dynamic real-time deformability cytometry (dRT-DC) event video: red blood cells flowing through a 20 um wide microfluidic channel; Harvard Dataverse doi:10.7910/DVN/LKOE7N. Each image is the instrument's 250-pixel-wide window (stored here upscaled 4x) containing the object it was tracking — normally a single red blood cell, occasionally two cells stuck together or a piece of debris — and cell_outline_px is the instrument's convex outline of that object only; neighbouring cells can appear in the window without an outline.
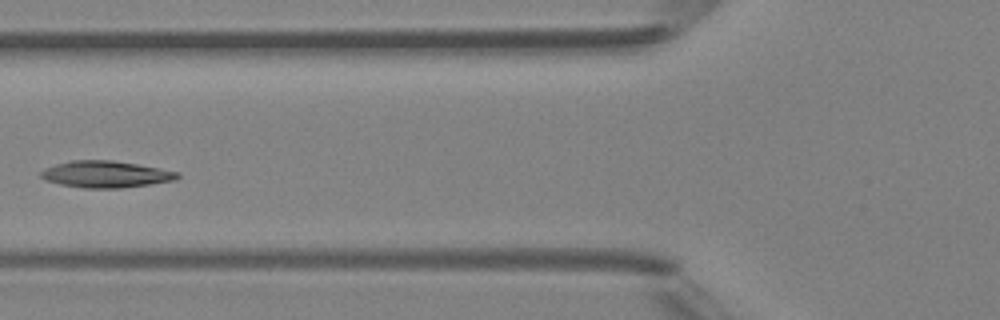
{"species": "Egyptian fruit bat (a non-hibernating species)", "species_latin": "Rousettus aegyptiacus", "temperature_condition": "room temperature", "stored_images_in_passage": 6, "camera_frame_rate_fps": 3000, "um_per_image_px": 0.085, "animal": {"sex": "female"}, "frame": {"image": 1, "passage_image": 5, "time_ms": 4.667, "image_size_px": [1000, 320], "cell_outline_px": [[180, 176], [176, 180], [120, 188], [84, 188], [60, 184], [44, 180], [40, 176], [40, 172], [44, 168], [56, 164], [72, 160], [112, 160], [136, 164], [180, 172]], "centroid_in_image_um": [8.96, 14.81], "position_along_channel_um": 116.8, "area_um2": 21.15}}
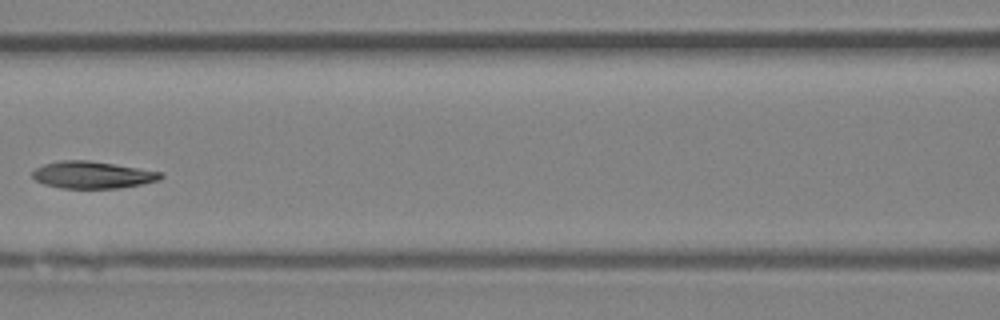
{"frame": {"image": 2, "passage_image": 6, "time_ms": 5.667, "image_size_px": [1000, 320], "cell_outline_px": [[164, 176], [160, 180], [120, 188], [60, 188], [44, 184], [36, 180], [32, 176], [32, 172], [36, 168], [44, 164], [60, 160], [88, 160], [160, 172]], "centroid_in_image_um": [7.82, 14.87], "position_along_channel_um": 158.8, "area_um2": 20.0}}